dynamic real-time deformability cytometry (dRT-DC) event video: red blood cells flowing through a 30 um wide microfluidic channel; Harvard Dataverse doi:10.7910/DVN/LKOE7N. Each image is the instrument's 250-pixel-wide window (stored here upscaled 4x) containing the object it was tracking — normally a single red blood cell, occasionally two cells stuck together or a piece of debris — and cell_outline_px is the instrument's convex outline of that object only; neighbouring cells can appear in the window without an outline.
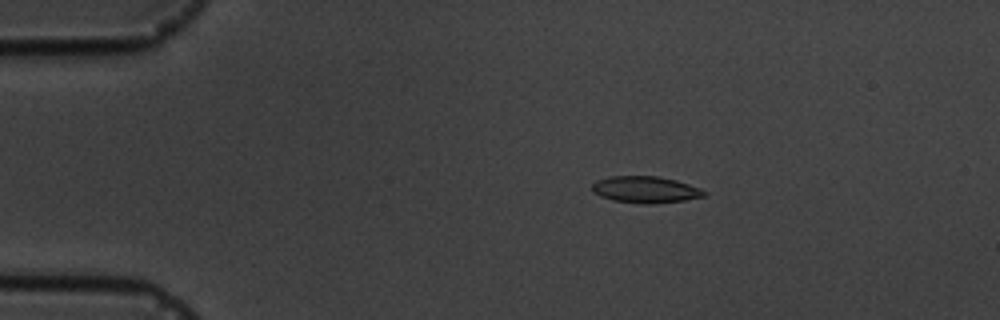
{"species": "common noctule bat (a hibernating species)", "species_latin": "Nyctalus noctula", "temperature_condition": "cold", "stored_images_in_passage": 8, "camera_frame_rate_fps": 3000, "um_per_image_px": 0.085, "animal": {"sex": "male", "body_mass_g": 19.5, "forearm_length_mm": 54.6}, "frame": {"image": 1, "passage_image": 3, "time_ms": 3.0, "image_size_px": [1000, 320], "cell_outline_px": [[708, 192], [704, 196], [684, 200], [652, 204], [640, 204], [612, 200], [600, 196], [592, 192], [592, 184], [596, 180], [608, 176], [656, 176], [676, 180], [700, 188]], "centroid_in_image_um": [54.83, 16.12], "position_along_channel_um": 30.2, "area_um2": 17.51}}
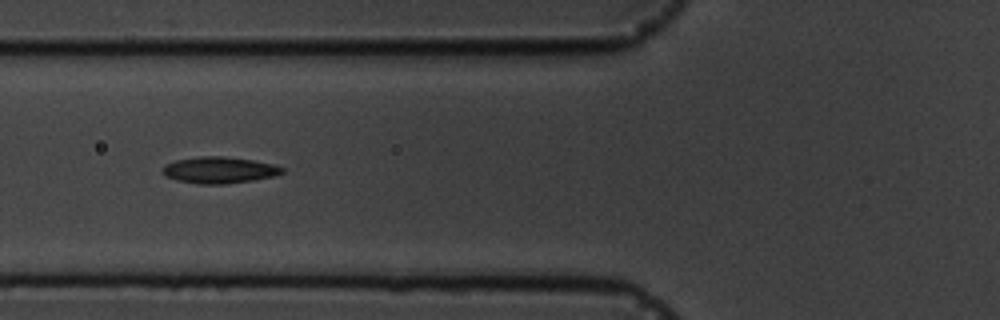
{"frame": {"image": 2, "passage_image": 6, "time_ms": 6.667, "image_size_px": [1000, 320], "cell_outline_px": [[284, 172], [276, 176], [252, 180], [224, 184], [200, 184], [176, 180], [164, 176], [160, 172], [164, 164], [176, 160], [200, 156], [224, 156], [252, 160], [272, 164], [284, 168]], "centroid_in_image_um": [18.59, 14.45], "position_along_channel_um": 107.2, "area_um2": 18.55}}
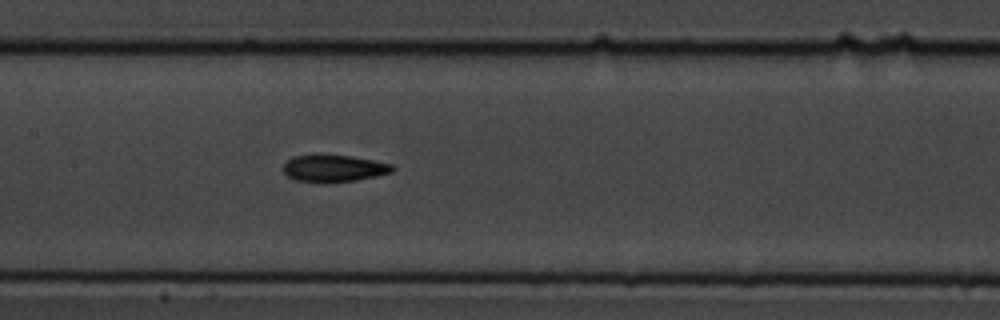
{"frame": {"image": 3, "passage_image": 8, "time_ms": 8.667, "image_size_px": [1000, 320], "cell_outline_px": [[396, 168], [392, 172], [376, 176], [356, 180], [296, 180], [288, 176], [284, 172], [284, 164], [292, 156], [320, 152], [352, 156], [392, 164]], "centroid_in_image_um": [28.38, 14.23], "position_along_channel_um": 179.0, "area_um2": 17.05}}